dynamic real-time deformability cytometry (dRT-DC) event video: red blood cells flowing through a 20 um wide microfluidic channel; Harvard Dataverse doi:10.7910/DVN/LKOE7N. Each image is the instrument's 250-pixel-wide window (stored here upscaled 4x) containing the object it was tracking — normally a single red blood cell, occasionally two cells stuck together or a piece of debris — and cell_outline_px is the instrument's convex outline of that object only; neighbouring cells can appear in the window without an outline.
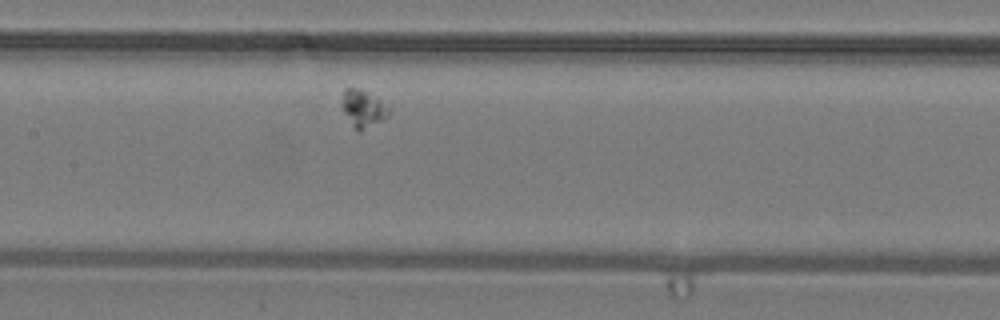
{"species": "common noctule bat (a hibernating species)", "species_latin": "Nyctalus noctula", "temperature_condition": "warm", "stored_images_in_passage": 24, "camera_frame_rate_fps": 3000, "um_per_image_px": 0.085, "animal": {"sex": "male", "body_mass_g": 19.2, "forearm_length_mm": 51.8}, "frame": {"image": 1, "passage_image": 10, "time_ms": 3.0, "image_size_px": [1000, 320], "cell_outline_px": [[392, 112], [384, 120], [360, 132], [352, 124], [344, 112], [344, 88], [360, 88], [392, 104]], "centroid_in_image_um": [31.02, 9.21], "position_along_channel_um": 176.4, "area_um2": 10.4}}